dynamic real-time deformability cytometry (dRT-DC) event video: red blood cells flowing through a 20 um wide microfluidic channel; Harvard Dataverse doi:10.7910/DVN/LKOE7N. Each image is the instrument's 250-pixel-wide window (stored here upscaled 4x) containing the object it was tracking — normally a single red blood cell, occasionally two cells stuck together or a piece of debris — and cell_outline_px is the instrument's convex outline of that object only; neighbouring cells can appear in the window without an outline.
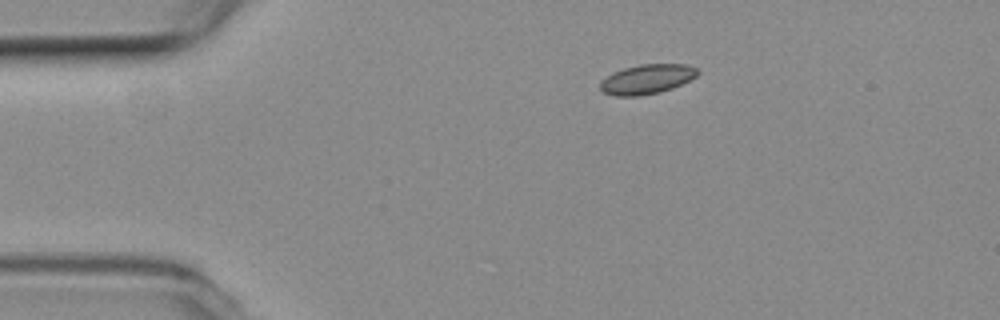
{"species": "common noctule bat (a hibernating species)", "species_latin": "Nyctalus noctula", "temperature_condition": "room temperature", "stored_images_in_passage": 32, "camera_frame_rate_fps": 3000, "um_per_image_px": 0.085, "animal": {"sex": "female", "body_mass_g": 19.3, "forearm_length_mm": 54.1}, "frame": {"image": 1, "passage_image": 1, "time_ms": 0.0, "image_size_px": [1000, 320], "cell_outline_px": [[700, 72], [696, 76], [672, 88], [660, 92], [640, 96], [616, 96], [604, 92], [600, 88], [600, 80], [612, 72], [624, 68], [640, 64], [684, 64], [696, 68]], "centroid_in_image_um": [54.95, 6.73], "position_along_channel_um": 30.0, "area_um2": 16.76}}